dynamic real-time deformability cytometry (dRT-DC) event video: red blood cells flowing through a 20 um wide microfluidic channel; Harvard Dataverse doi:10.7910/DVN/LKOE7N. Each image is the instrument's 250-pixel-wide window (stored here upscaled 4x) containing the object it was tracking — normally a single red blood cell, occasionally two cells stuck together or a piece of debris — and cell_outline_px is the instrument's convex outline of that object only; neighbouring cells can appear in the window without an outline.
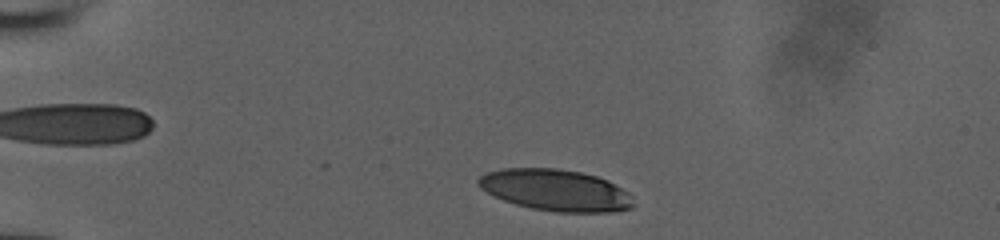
{"species": "human", "species_latin": "Homo sapiens", "temperature_condition": "room temperature", "stored_images_in_passage": 36, "camera_frame_rate_fps": 3000, "um_per_image_px": 0.085, "donor": {"sex": "male"}, "frame": {"image": 1, "passage_image": 3, "time_ms": 0.667, "image_size_px": [1000, 240], "cell_outline_px": [[632, 208], [612, 212], [556, 212], [532, 208], [516, 204], [504, 200], [480, 188], [476, 184], [476, 180], [484, 172], [500, 168], [556, 168], [580, 172], [596, 176], [608, 180], [628, 192], [632, 196]], "centroid_in_image_um": [47.2, 16.15], "position_along_channel_um": 37.8, "area_um2": 37.57}}
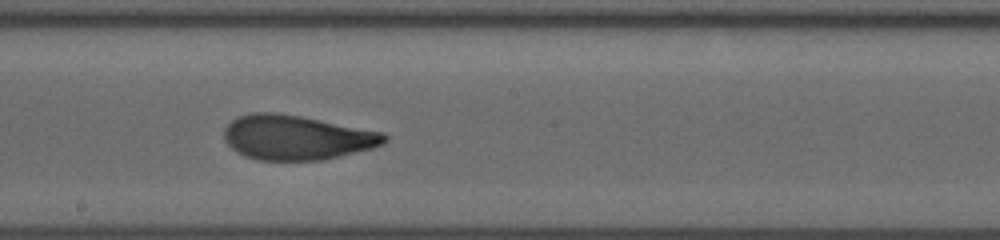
{"frame": {"image": 2, "passage_image": 21, "time_ms": 6.667, "image_size_px": [1000, 240], "cell_outline_px": [[388, 140], [384, 144], [372, 148], [324, 160], [260, 160], [244, 156], [236, 152], [224, 140], [224, 128], [232, 120], [240, 116], [252, 112], [276, 112], [300, 116], [384, 132], [388, 136]], "centroid_in_image_um": [25.22, 11.69], "position_along_channel_um": 223.0, "area_um2": 41.79}}
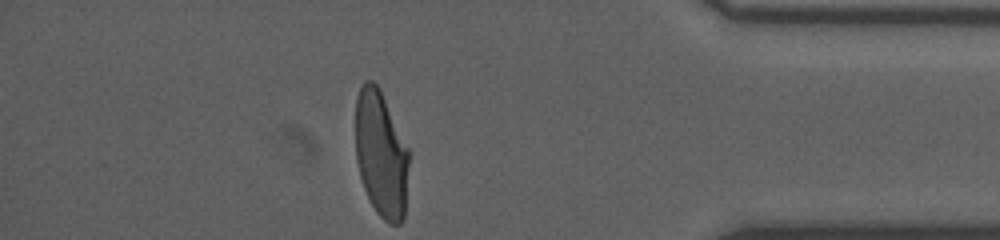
{"frame": {"image": 3, "passage_image": 36, "time_ms": 11.667, "image_size_px": [1000, 240], "cell_outline_px": [[408, 164], [404, 220], [400, 224], [388, 224], [376, 212], [364, 188], [360, 176], [356, 160], [356, 96], [364, 80], [372, 80], [380, 88], [408, 148]], "centroid_in_image_um": [32.38, 13.1], "position_along_channel_um": 402.8, "area_um2": 39.3}}